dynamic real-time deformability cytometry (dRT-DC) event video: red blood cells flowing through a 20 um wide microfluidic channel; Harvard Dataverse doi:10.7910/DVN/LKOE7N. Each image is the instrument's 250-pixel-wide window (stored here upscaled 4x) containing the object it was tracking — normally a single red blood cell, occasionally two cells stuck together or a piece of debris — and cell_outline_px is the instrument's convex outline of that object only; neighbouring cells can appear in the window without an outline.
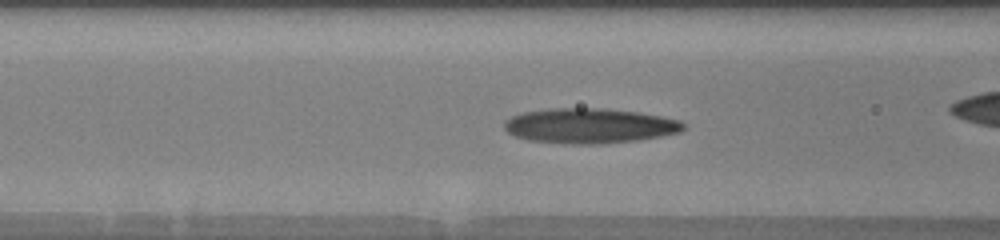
{"species": "human", "species_latin": "Homo sapiens", "temperature_condition": "warm", "stored_images_in_passage": 36, "camera_frame_rate_fps": 3000, "um_per_image_px": 0.085, "donor": {"sex": "male"}, "frame": {"image": 1, "passage_image": 6, "time_ms": 1.333, "image_size_px": [1000, 240], "cell_outline_px": [[684, 128], [680, 132], [640, 140], [600, 144], [564, 144], [528, 140], [516, 136], [508, 132], [504, 128], [504, 120], [512, 116], [524, 112], [548, 108], [604, 108], [640, 112], [680, 120], [684, 124]], "centroid_in_image_um": [50.1, 10.69], "position_along_channel_um": 116.5, "area_um2": 36.82}}
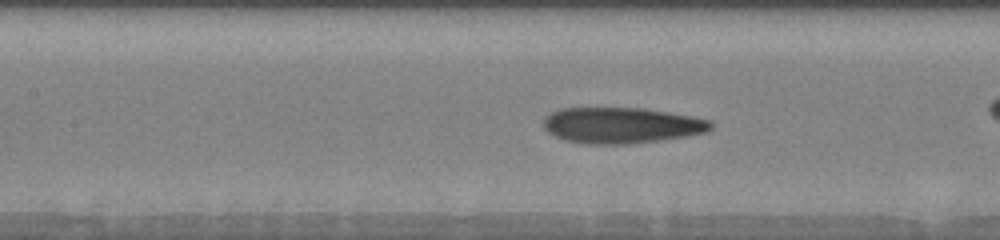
{"frame": {"image": 2, "passage_image": 11, "time_ms": 2.333, "image_size_px": [1000, 240], "cell_outline_px": [[712, 128], [708, 132], [688, 136], [660, 140], [628, 144], [588, 144], [564, 140], [548, 132], [544, 128], [544, 116], [548, 112], [560, 108], [644, 108], [692, 116], [712, 120]], "centroid_in_image_um": [52.83, 10.65], "position_along_channel_um": 154.6, "area_um2": 35.32}}
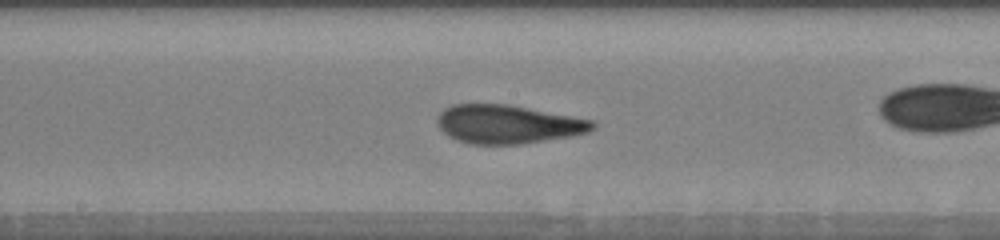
{"frame": {"image": 3, "passage_image": 15, "time_ms": 3.667, "image_size_px": [1000, 240], "cell_outline_px": [[596, 128], [588, 132], [572, 136], [520, 144], [472, 144], [456, 140], [448, 136], [436, 124], [436, 116], [444, 108], [452, 104], [508, 104], [572, 116], [592, 120], [596, 124]], "centroid_in_image_um": [43.14, 10.56], "position_along_channel_um": 205.1, "area_um2": 35.08}}